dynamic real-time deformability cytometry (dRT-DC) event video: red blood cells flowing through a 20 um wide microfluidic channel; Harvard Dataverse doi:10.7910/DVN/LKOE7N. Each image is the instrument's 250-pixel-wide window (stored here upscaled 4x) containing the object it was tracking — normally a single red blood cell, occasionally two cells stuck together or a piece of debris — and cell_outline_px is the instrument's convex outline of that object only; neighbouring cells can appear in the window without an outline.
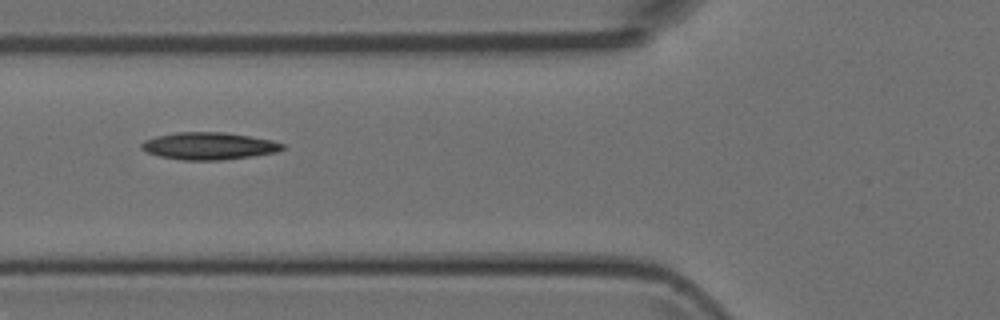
{"species": "Egyptian fruit bat (a non-hibernating species)", "species_latin": "Rousettus aegyptiacus", "temperature_condition": "room temperature", "stored_images_in_passage": 5, "camera_frame_rate_fps": 3000, "um_per_image_px": 0.085, "animal": {"sex": "female"}, "frame": {"image": 1, "passage_image": 3, "time_ms": 3.333, "image_size_px": [1000, 320], "cell_outline_px": [[284, 148], [276, 152], [252, 156], [220, 160], [184, 160], [160, 156], [148, 152], [140, 148], [140, 144], [144, 140], [156, 136], [176, 132], [224, 132], [272, 140], [284, 144]], "centroid_in_image_um": [17.73, 12.4], "position_along_channel_um": 108.1, "area_um2": 22.25}}
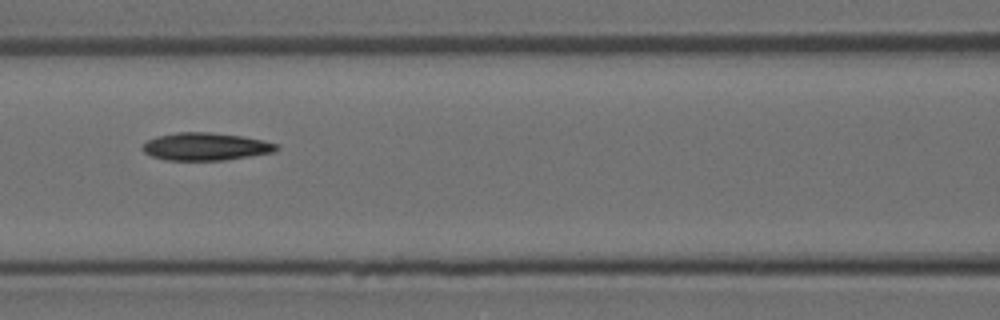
{"frame": {"image": 2, "passage_image": 4, "time_ms": 4.333, "image_size_px": [1000, 320], "cell_outline_px": [[280, 148], [272, 152], [224, 160], [164, 160], [152, 156], [144, 152], [140, 148], [148, 140], [156, 136], [176, 132], [208, 132], [240, 136], [264, 140], [280, 144]], "centroid_in_image_um": [17.46, 12.45], "position_along_channel_um": 149.1, "area_um2": 21.56}}
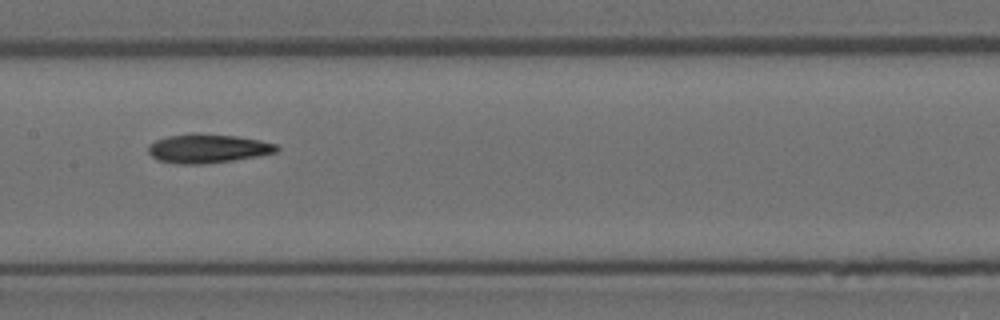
{"frame": {"image": 3, "passage_image": 5, "time_ms": 5.333, "image_size_px": [1000, 320], "cell_outline_px": [[280, 148], [276, 152], [256, 156], [232, 160], [204, 164], [184, 164], [160, 160], [152, 156], [148, 152], [148, 144], [156, 140], [168, 136], [188, 132], [196, 132], [236, 136], [260, 140], [276, 144]], "centroid_in_image_um": [17.64, 12.6], "position_along_channel_um": 189.8, "area_um2": 21.68}}